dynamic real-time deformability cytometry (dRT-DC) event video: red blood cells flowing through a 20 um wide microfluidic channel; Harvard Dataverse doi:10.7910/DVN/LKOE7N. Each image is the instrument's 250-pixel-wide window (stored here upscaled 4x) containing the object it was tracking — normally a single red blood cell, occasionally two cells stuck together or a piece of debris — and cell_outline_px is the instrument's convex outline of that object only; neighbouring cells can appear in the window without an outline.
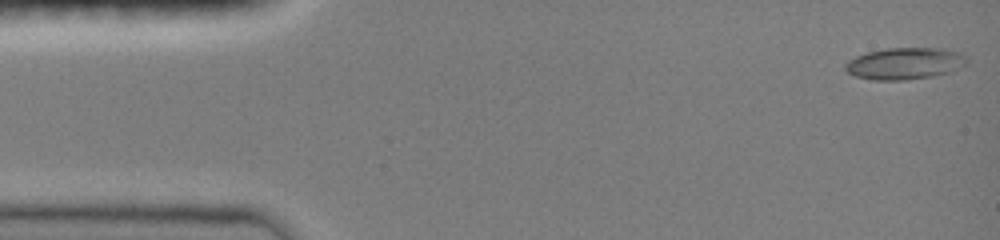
{"species": "common noctule bat (a hibernating species)", "species_latin": "Nyctalus noctula", "temperature_condition": "room temperature", "stored_images_in_passage": 8, "camera_frame_rate_fps": 3000, "um_per_image_px": 0.085, "animal": {"sex": "female", "body_mass_g": 19.0, "forearm_length_mm": 51.5}, "frame": {"image": 1, "passage_image": 1, "time_ms": 0.0, "image_size_px": [1000, 240], "cell_outline_px": [[968, 60], [964, 64], [948, 72], [932, 76], [904, 80], [872, 80], [856, 76], [848, 72], [844, 68], [844, 64], [848, 60], [856, 56], [868, 52], [888, 48], [944, 48], [960, 52], [968, 56]], "centroid_in_image_um": [76.9, 5.39], "position_along_channel_um": 8.1, "area_um2": 22.43}}
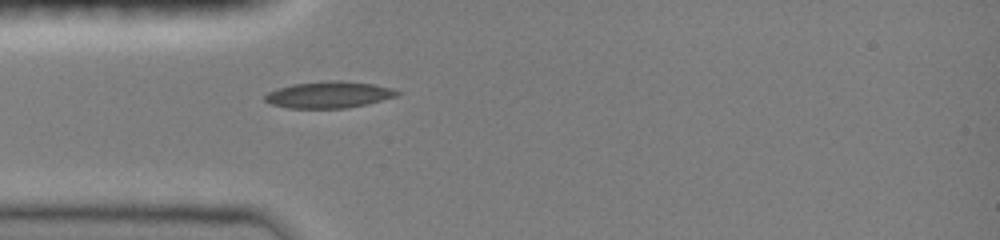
{"frame": {"image": 2, "passage_image": 8, "time_ms": 4.0, "image_size_px": [1000, 240], "cell_outline_px": [[400, 92], [396, 96], [368, 104], [344, 108], [288, 108], [272, 104], [264, 100], [264, 96], [268, 92], [276, 88], [292, 84], [328, 80], [340, 80], [372, 84], [392, 88]], "centroid_in_image_um": [27.92, 8.04], "position_along_channel_um": 57.1, "area_um2": 20.46}}